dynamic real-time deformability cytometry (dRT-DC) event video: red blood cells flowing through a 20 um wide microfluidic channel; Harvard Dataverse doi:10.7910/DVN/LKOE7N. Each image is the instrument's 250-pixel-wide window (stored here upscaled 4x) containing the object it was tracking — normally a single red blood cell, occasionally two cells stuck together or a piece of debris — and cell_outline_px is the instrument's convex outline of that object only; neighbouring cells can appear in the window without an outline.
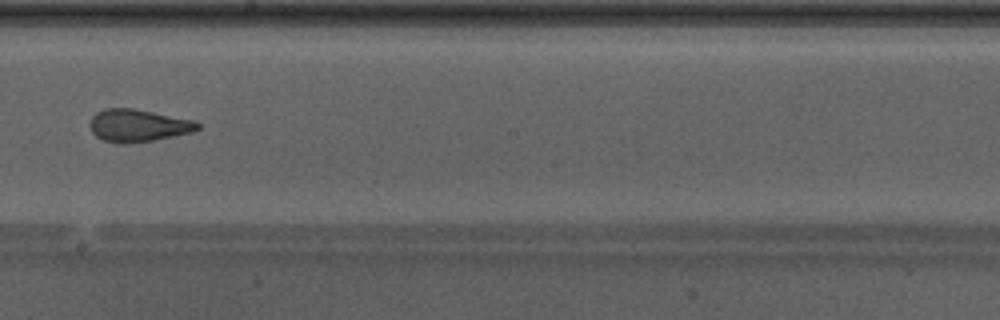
{"species": "Egyptian fruit bat (a non-hibernating species)", "species_latin": "Rousettus aegyptiacus", "temperature_condition": "warm", "stored_images_in_passage": 43, "camera_frame_rate_fps": 3000, "um_per_image_px": 0.085, "animal": {"sex": "male"}, "frame": {"image": 1, "passage_image": 25, "time_ms": 8.0, "image_size_px": [1000, 320], "cell_outline_px": [[200, 128], [192, 132], [152, 140], [124, 144], [104, 140], [96, 136], [92, 132], [88, 124], [92, 116], [96, 112], [104, 108], [132, 108], [196, 120], [200, 124]], "centroid_in_image_um": [11.72, 10.65], "position_along_channel_um": 236.5, "area_um2": 20.4}}